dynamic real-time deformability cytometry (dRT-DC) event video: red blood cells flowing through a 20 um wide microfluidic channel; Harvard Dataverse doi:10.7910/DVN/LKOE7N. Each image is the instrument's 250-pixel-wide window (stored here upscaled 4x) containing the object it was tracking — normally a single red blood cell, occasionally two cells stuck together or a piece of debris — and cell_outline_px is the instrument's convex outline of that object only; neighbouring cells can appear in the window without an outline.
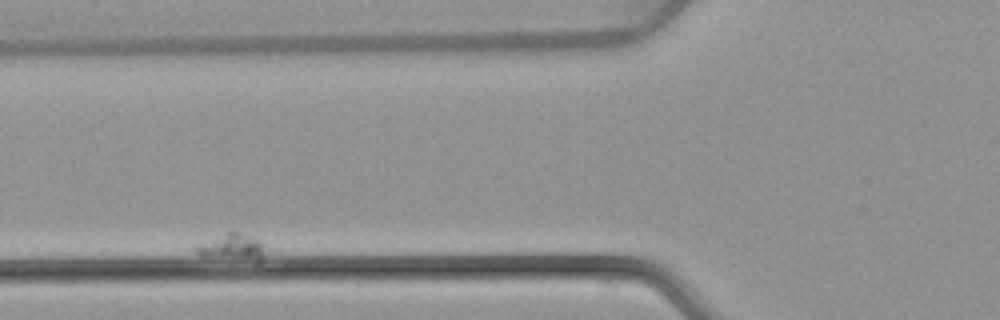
{"species": "common noctule bat (a hibernating species)", "species_latin": "Nyctalus noctula", "temperature_condition": "warm", "stored_images_in_passage": 9, "camera_frame_rate_fps": 3000, "um_per_image_px": 0.085, "animal": {"sex": "female", "body_mass_g": 22.7, "forearm_length_mm": 54.2}, "frame": {"image": 1, "passage_image": 6, "time_ms": 6.0, "image_size_px": [1000, 320], "cell_outline_px": [[272, 248], [260, 260], [256, 260], [200, 256], [192, 248], [196, 244], [228, 232], [236, 232], [248, 236]], "centroid_in_image_um": [19.76, 21.02], "position_along_channel_um": 106.0, "area_um2": 10.69}}
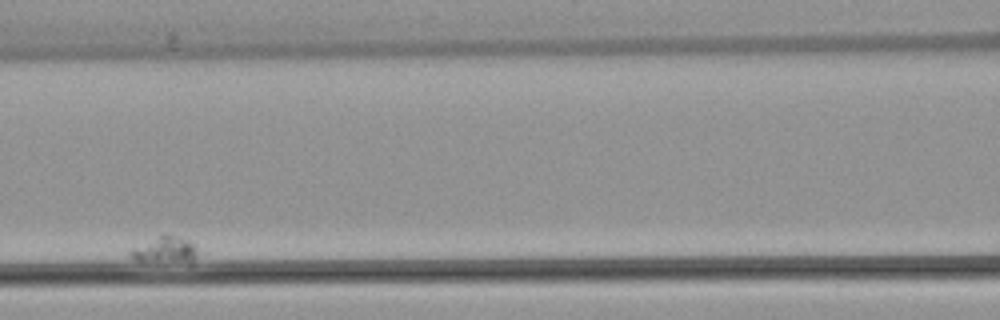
{"frame": {"image": 2, "passage_image": 8, "time_ms": 8.667, "image_size_px": [1000, 320], "cell_outline_px": [[204, 252], [192, 260], [136, 260], [128, 252], [132, 248], [160, 232], [168, 232], [180, 236], [196, 244]], "centroid_in_image_um": [14.11, 21.12], "position_along_channel_um": 152.5, "area_um2": 10.64}}